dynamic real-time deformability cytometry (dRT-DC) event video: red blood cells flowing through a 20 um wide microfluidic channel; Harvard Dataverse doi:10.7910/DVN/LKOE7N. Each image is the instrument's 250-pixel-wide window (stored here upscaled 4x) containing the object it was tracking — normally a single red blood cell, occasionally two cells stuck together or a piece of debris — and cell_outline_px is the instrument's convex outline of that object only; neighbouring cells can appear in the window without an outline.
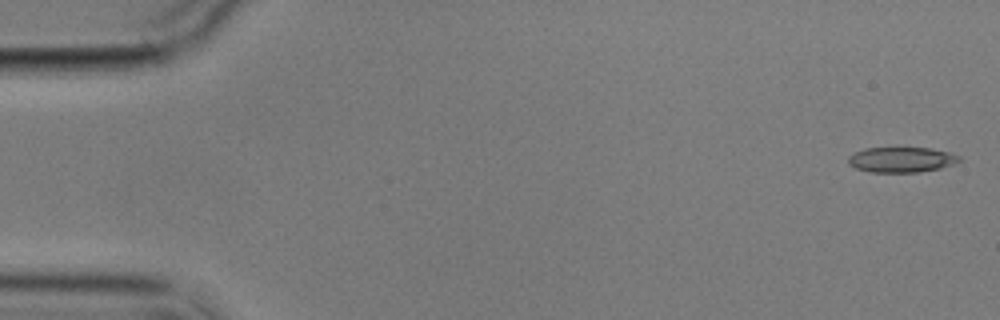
{"species": "common noctule bat (a hibernating species)", "species_latin": "Nyctalus noctula", "temperature_condition": "cold", "stored_images_in_passage": 5, "camera_frame_rate_fps": 3000, "um_per_image_px": 0.085, "animal": {"sex": "male", "body_mass_g": 17.9}, "frame": {"image": 1, "passage_image": 1, "time_ms": 0.0, "image_size_px": [1000, 320], "cell_outline_px": [[960, 160], [952, 164], [940, 168], [916, 172], [872, 172], [856, 168], [848, 164], [848, 156], [856, 152], [868, 148], [932, 148], [948, 152], [960, 156]], "centroid_in_image_um": [76.61, 13.57], "position_along_channel_um": 8.4, "area_um2": 16.13}}